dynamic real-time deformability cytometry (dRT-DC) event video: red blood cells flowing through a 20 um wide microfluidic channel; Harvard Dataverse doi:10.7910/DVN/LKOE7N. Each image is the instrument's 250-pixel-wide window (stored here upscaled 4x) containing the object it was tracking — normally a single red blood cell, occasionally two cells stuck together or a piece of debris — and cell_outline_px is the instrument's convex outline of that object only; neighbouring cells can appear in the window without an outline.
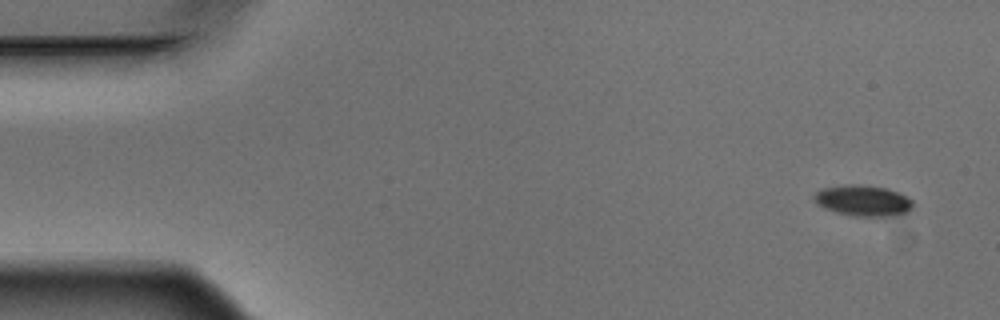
{"species": "Egyptian fruit bat (a non-hibernating species)", "species_latin": "Rousettus aegyptiacus", "temperature_condition": "warm", "stored_images_in_passage": 5, "camera_frame_rate_fps": 3000, "um_per_image_px": 0.085, "animal": {"sex": "male"}, "frame": {"image": 1, "passage_image": 1, "time_ms": 0.0, "image_size_px": [1000, 320], "cell_outline_px": [[912, 208], [908, 212], [900, 216], [856, 216], [836, 212], [824, 208], [812, 196], [816, 192], [824, 188], [844, 184], [856, 184], [888, 188], [912, 200]], "centroid_in_image_um": [73.39, 17.05], "position_along_channel_um": 11.6, "area_um2": 17.69}}
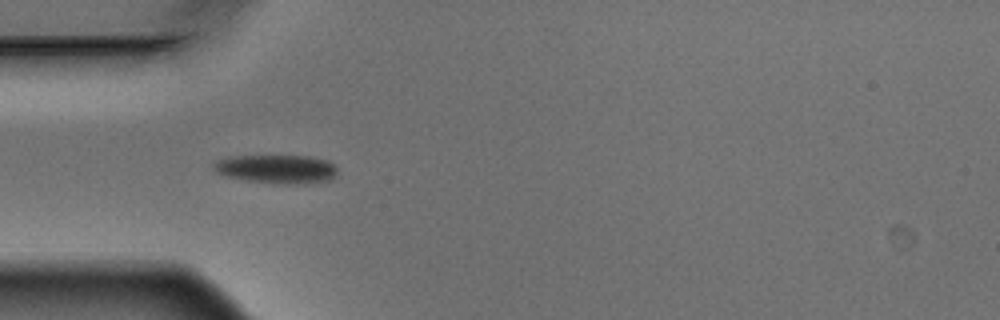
{"frame": {"image": 2, "passage_image": 4, "time_ms": 1.0, "image_size_px": [1000, 320], "cell_outline_px": [[336, 176], [332, 180], [292, 184], [272, 184], [248, 180], [228, 176], [216, 172], [212, 168], [212, 164], [216, 160], [228, 156], [308, 156], [328, 160], [336, 168]], "centroid_in_image_um": [23.5, 14.36], "position_along_channel_um": 61.5, "area_um2": 20.75}}
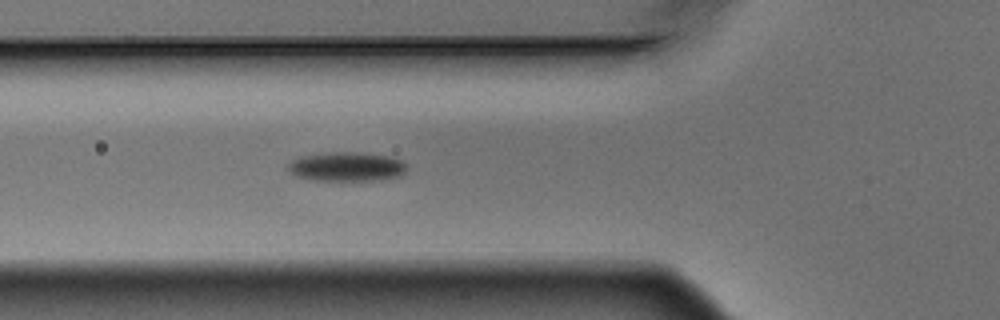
{"frame": {"image": 3, "passage_image": 5, "time_ms": 1.333, "image_size_px": [1000, 320], "cell_outline_px": [[408, 168], [400, 176], [380, 180], [340, 184], [312, 180], [296, 176], [288, 172], [284, 168], [292, 160], [300, 156], [332, 152], [356, 152], [392, 156], [408, 164]], "centroid_in_image_um": [29.45, 14.22], "position_along_channel_um": 96.4, "area_um2": 21.5}}